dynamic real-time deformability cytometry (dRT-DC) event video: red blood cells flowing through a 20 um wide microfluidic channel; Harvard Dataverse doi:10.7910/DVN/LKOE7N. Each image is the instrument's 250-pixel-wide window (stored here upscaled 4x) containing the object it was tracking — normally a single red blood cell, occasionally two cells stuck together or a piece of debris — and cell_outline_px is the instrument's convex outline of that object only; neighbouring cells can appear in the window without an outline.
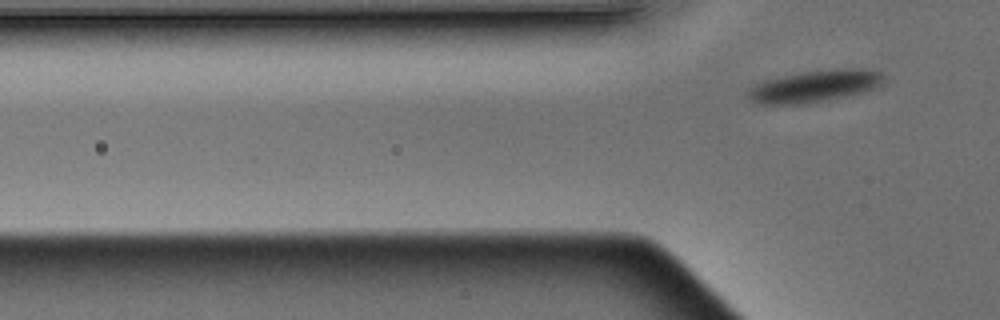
{"species": "Egyptian fruit bat (a non-hibernating species)", "species_latin": "Rousettus aegyptiacus", "temperature_condition": "warm", "stored_images_in_passage": 3, "camera_frame_rate_fps": 3000, "um_per_image_px": 0.085, "animal": {"sex": "male"}, "frame": {"image": 1, "passage_image": 3, "time_ms": 0.667, "image_size_px": [1000, 320], "cell_outline_px": [[880, 84], [872, 88], [860, 92], [824, 100], [796, 104], [760, 104], [752, 100], [748, 96], [748, 88], [764, 80], [804, 72], [844, 68], [864, 68], [880, 72]], "centroid_in_image_um": [69.17, 7.31], "position_along_channel_um": 56.6, "area_um2": 24.33}}